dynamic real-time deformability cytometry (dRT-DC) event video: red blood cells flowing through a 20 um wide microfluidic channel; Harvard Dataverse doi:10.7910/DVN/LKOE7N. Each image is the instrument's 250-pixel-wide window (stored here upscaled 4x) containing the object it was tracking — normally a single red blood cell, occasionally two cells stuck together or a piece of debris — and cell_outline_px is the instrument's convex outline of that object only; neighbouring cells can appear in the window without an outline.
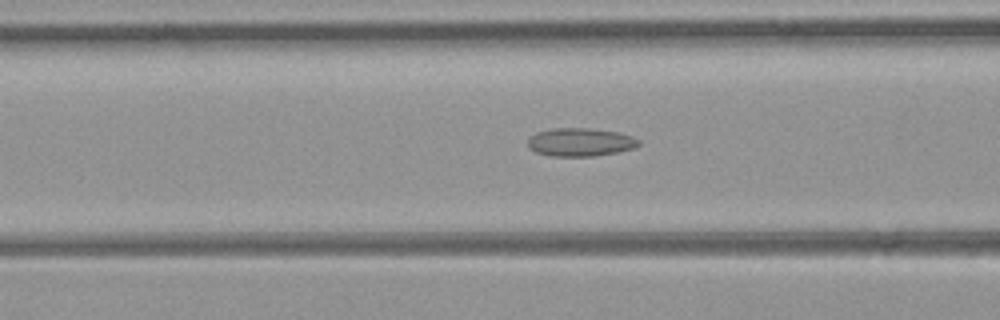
{"species": "common noctule bat (a hibernating species)", "species_latin": "Nyctalus noctula", "temperature_condition": "room temperature", "stored_images_in_passage": 46, "camera_frame_rate_fps": 3000, "um_per_image_px": 0.085, "animal": {"sex": "female", "body_mass_g": 21.9}, "frame": {"image": 1, "passage_image": 18, "time_ms": 5.667, "image_size_px": [1000, 320], "cell_outline_px": [[640, 144], [636, 148], [620, 152], [596, 156], [552, 156], [536, 152], [528, 148], [528, 140], [536, 132], [552, 128], [588, 128], [620, 132], [632, 136], [640, 140]], "centroid_in_image_um": [49.37, 12.08], "position_along_channel_um": 117.2, "area_um2": 18.5}}
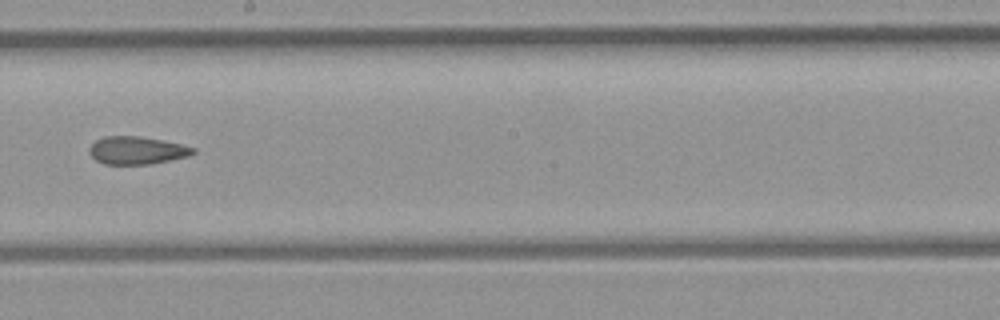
{"frame": {"image": 2, "passage_image": 26, "time_ms": 8.333, "image_size_px": [1000, 320], "cell_outline_px": [[196, 152], [188, 156], [152, 164], [104, 164], [96, 160], [88, 152], [88, 148], [96, 140], [104, 136], [140, 136], [180, 144], [196, 148]], "centroid_in_image_um": [11.61, 12.78], "position_along_channel_um": 236.6, "area_um2": 16.76}}
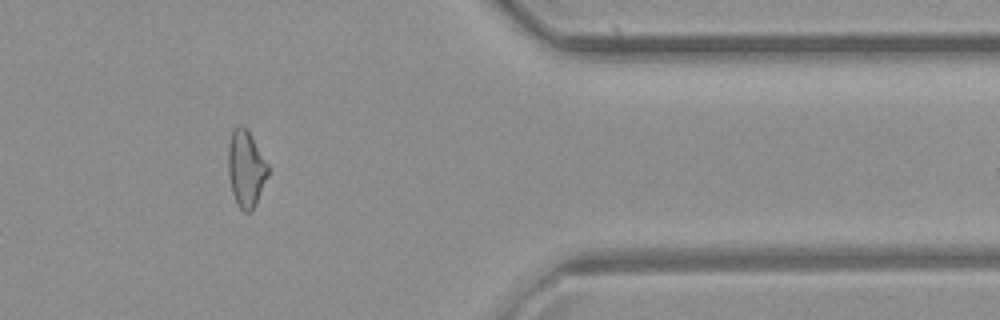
{"frame": {"image": 3, "passage_image": 38, "time_ms": 12.333, "image_size_px": [1000, 320], "cell_outline_px": [[268, 172], [256, 204], [248, 212], [244, 212], [240, 208], [232, 192], [228, 176], [228, 140], [232, 128], [240, 124], [248, 128], [268, 164]], "centroid_in_image_um": [20.88, 14.25], "position_along_channel_um": 390.5, "area_um2": 17.86}, "authors_computed_cell_mechanics": {"area_um2": 18.1203, "velocity_mm_per_s": 4.4653, "shape_relaxation_time_tau1_ms": null, "shape_relaxation_time_tau2_ms": 4.1744, "deformation_change_tau1": null, "deformation_change_tau2": 0.1194}}